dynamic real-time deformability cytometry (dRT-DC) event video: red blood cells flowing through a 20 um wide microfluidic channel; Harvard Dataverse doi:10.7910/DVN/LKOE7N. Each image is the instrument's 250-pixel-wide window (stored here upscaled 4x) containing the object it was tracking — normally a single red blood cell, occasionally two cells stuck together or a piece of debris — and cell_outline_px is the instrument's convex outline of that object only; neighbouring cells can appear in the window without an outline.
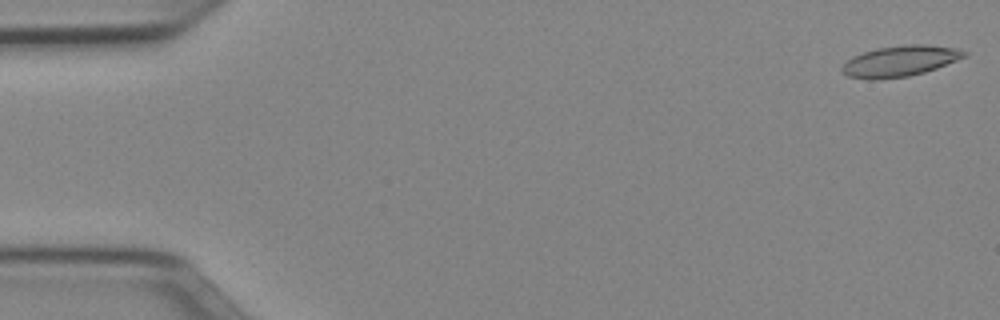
{"species": "Egyptian fruit bat (a non-hibernating species)", "species_latin": "Rousettus aegyptiacus", "temperature_condition": "cold", "stored_images_in_passage": 51, "camera_frame_rate_fps": 3000, "um_per_image_px": 0.085, "animal": {"sex": "female"}, "frame": {"image": 1, "passage_image": 1, "time_ms": 0.0, "image_size_px": [1000, 320], "cell_outline_px": [[968, 56], [936, 68], [924, 72], [908, 76], [876, 80], [868, 80], [848, 76], [840, 72], [840, 68], [852, 56], [864, 52], [880, 48], [904, 44], [924, 44], [952, 48], [968, 52]], "centroid_in_image_um": [76.47, 5.2], "position_along_channel_um": 8.5, "area_um2": 21.91}}
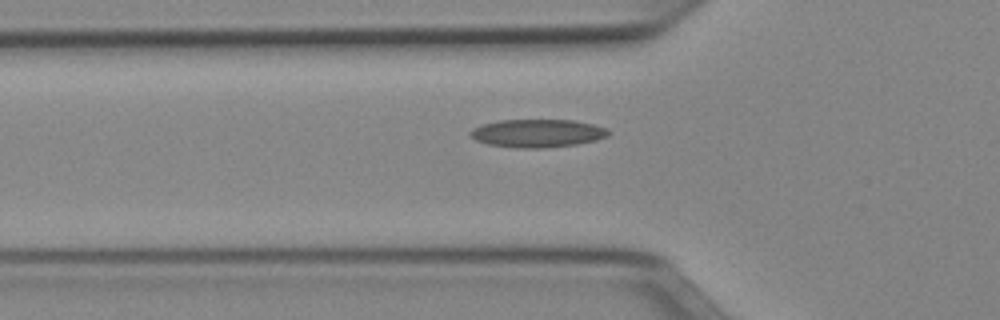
{"frame": {"image": 2, "passage_image": 17, "time_ms": 5.333, "image_size_px": [1000, 320], "cell_outline_px": [[608, 136], [596, 140], [576, 144], [544, 148], [512, 148], [488, 144], [476, 140], [468, 132], [472, 128], [484, 124], [500, 120], [572, 120], [592, 124], [608, 128]], "centroid_in_image_um": [45.67, 11.33], "position_along_channel_um": 80.1, "area_um2": 22.54}}
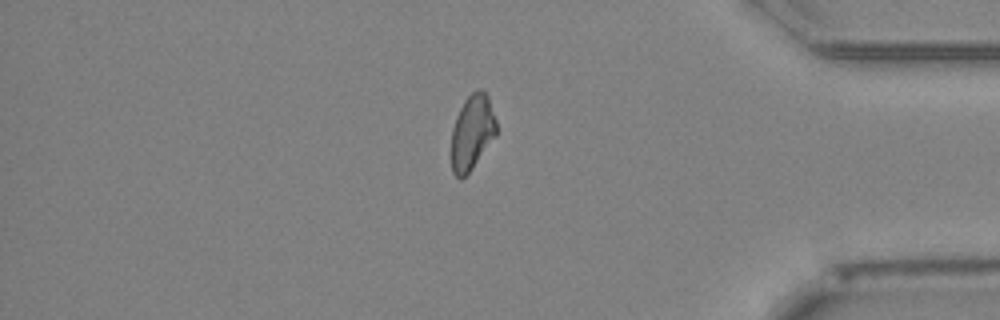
{"frame": {"image": 3, "passage_image": 43, "time_ms": 14.0, "image_size_px": [1000, 320], "cell_outline_px": [[496, 136], [472, 168], [460, 180], [452, 172], [452, 128], [456, 116], [464, 100], [472, 92], [480, 88], [488, 96], [496, 120]], "centroid_in_image_um": [40.13, 11.23], "position_along_channel_um": 395.1, "area_um2": 19.54}, "authors_computed_cell_mechanics": {"area_um2": 21.097, "velocity_mm_per_s": 3.9527, "shape_relaxation_time_tau1_ms": null, "shape_relaxation_time_tau2_ms": 6.2338, "deformation_change_tau1": null, "deformation_change_tau2": 0.1362}}